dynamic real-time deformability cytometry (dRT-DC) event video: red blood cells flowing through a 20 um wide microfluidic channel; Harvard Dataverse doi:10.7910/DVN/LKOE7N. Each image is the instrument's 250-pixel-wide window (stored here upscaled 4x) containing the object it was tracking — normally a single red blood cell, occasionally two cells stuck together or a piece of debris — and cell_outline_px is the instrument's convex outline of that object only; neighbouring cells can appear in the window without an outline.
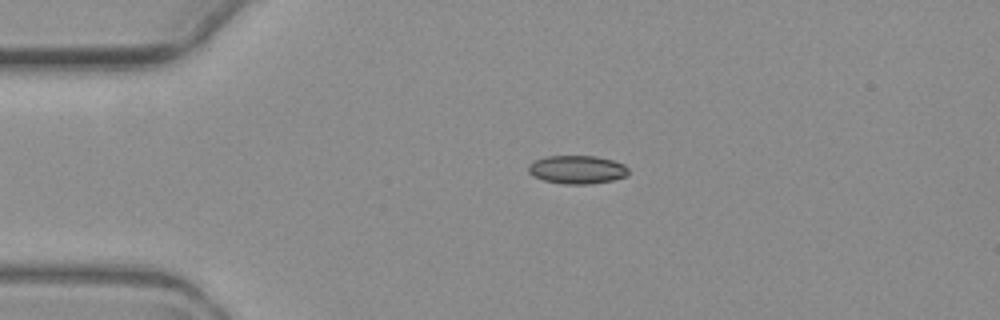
{"species": "common noctule bat (a hibernating species)", "species_latin": "Nyctalus noctula", "temperature_condition": "warm", "stored_images_in_passage": 3, "camera_frame_rate_fps": 3000, "um_per_image_px": 0.085, "animal": {"sex": "female", "body_mass_g": 19.3, "forearm_length_mm": 54.1}, "frame": {"image": 1, "passage_image": 3, "time_ms": 4.333, "image_size_px": [1000, 320], "cell_outline_px": [[628, 176], [612, 180], [592, 184], [564, 184], [544, 180], [532, 176], [528, 172], [528, 164], [536, 160], [548, 156], [596, 156], [612, 160], [624, 164], [628, 168]], "centroid_in_image_um": [49.06, 14.42], "position_along_channel_um": 35.9, "area_um2": 16.59}}